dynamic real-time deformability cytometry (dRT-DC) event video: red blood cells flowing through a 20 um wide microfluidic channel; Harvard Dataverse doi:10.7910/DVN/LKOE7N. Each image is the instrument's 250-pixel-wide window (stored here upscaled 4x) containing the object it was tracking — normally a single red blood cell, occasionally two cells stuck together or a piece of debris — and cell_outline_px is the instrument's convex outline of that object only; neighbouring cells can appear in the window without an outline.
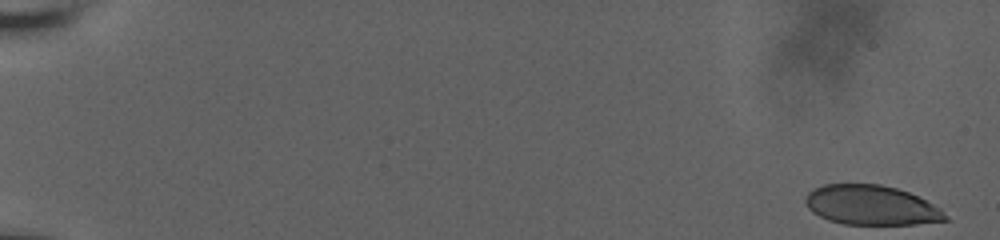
{"species": "human", "species_latin": "Homo sapiens", "temperature_condition": "room temperature", "stored_images_in_passage": 66, "camera_frame_rate_fps": 3000, "um_per_image_px": 0.085, "donor": {"sex": "male"}, "frame": {"image": 1, "passage_image": 1, "time_ms": 0.0, "image_size_px": [1000, 240], "cell_outline_px": [[952, 220], [916, 224], [844, 224], [828, 220], [812, 212], [808, 208], [804, 200], [808, 192], [812, 188], [824, 184], [880, 184], [896, 188], [908, 192], [940, 208]], "centroid_in_image_um": [74.04, 17.44], "position_along_channel_um": 11.0, "area_um2": 32.37}}
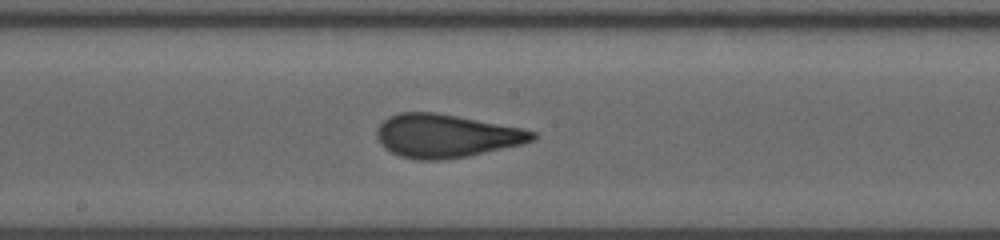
{"frame": {"image": 2, "passage_image": 42, "time_ms": 10.667, "image_size_px": [1000, 240], "cell_outline_px": [[536, 140], [524, 144], [468, 156], [440, 160], [420, 160], [400, 156], [384, 148], [380, 144], [376, 136], [376, 128], [388, 116], [400, 112], [436, 112], [524, 128], [536, 132]], "centroid_in_image_um": [37.93, 11.54], "position_along_channel_um": 210.3, "area_um2": 39.59}}
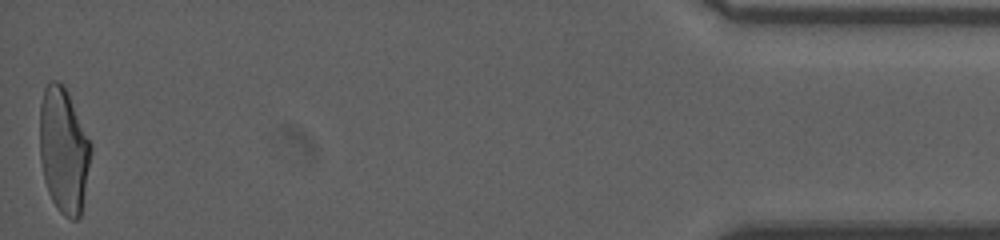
{"frame": {"image": 3, "passage_image": 66, "time_ms": 18.667, "image_size_px": [1000, 240], "cell_outline_px": [[92, 152], [80, 216], [76, 220], [72, 220], [64, 216], [56, 208], [48, 192], [44, 180], [40, 160], [40, 104], [44, 88], [48, 80], [56, 80], [64, 84], [68, 92], [92, 144]], "centroid_in_image_um": [5.41, 12.75], "position_along_channel_um": 429.8, "area_um2": 37.74}, "authors_computed_cell_mechanics": {"area_um2": 37.6567, "velocity_mm_per_s": 3.779, "shape_relaxation_time_tau1_ms": 8.2395, "shape_relaxation_time_tau2_ms": 0.7954, "deformation_change_tau1": 0.2332, "deformation_change_tau2": 0.0743}}